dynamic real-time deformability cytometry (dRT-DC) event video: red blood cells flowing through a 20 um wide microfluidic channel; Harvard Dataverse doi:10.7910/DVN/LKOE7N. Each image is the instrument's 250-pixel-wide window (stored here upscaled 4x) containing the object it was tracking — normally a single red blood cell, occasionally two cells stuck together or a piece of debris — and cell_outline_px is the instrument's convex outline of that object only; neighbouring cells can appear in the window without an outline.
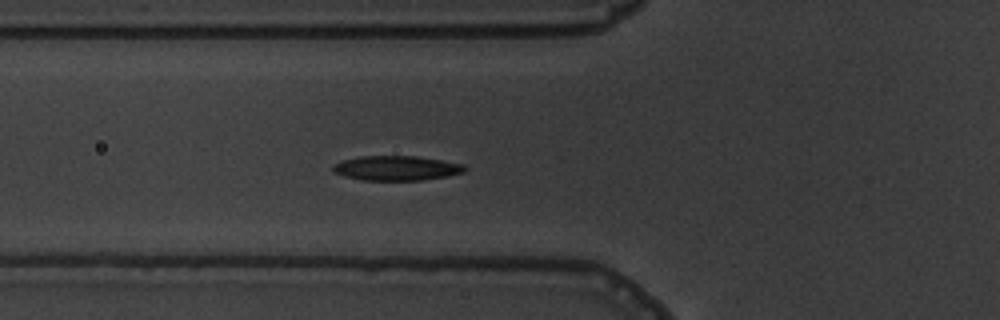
{"species": "common noctule bat (a hibernating species)", "species_latin": "Nyctalus noctula", "temperature_condition": "warm", "stored_images_in_passage": 5, "camera_frame_rate_fps": 3000, "um_per_image_px": 0.085, "animal": {"sex": "male", "body_mass_g": 19.5, "forearm_length_mm": 54.6}, "frame": {"image": 1, "passage_image": 5, "time_ms": 5.333, "image_size_px": [1000, 320], "cell_outline_px": [[468, 168], [464, 172], [448, 176], [424, 180], [364, 180], [344, 176], [332, 172], [332, 164], [344, 160], [360, 156], [416, 156], [464, 164]], "centroid_in_image_um": [33.7, 14.29], "position_along_channel_um": 92.1, "area_um2": 19.02}}